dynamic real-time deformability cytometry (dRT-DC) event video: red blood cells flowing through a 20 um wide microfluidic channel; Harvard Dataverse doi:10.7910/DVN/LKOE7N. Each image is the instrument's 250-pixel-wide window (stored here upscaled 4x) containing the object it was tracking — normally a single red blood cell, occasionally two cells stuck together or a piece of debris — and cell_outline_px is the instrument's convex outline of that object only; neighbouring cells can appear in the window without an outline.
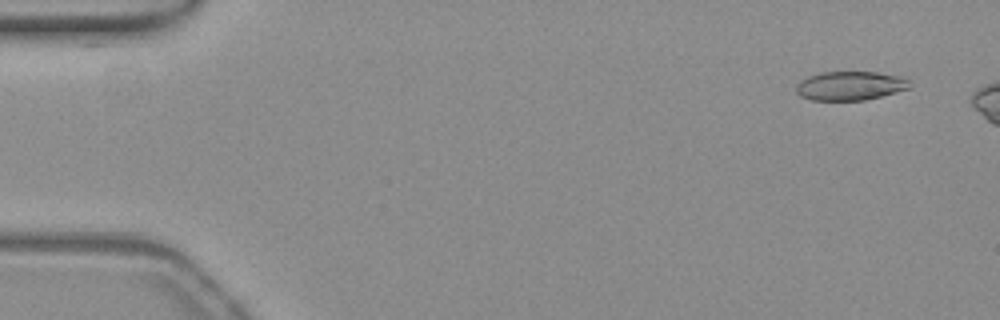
{"species": "common noctule bat (a hibernating species)", "species_latin": "Nyctalus noctula", "temperature_condition": "warm", "stored_images_in_passage": 9, "camera_frame_rate_fps": 3000, "um_per_image_px": 0.085, "animal": {"sex": "female", "body_mass_g": 19.3, "forearm_length_mm": 54.1}, "frame": {"image": 1, "passage_image": 4, "time_ms": 1.0, "image_size_px": [1000, 320], "cell_outline_px": [[912, 88], [864, 100], [812, 100], [800, 96], [796, 92], [796, 84], [800, 80], [808, 76], [820, 72], [876, 72], [904, 76], [908, 80]], "centroid_in_image_um": [72.27, 7.28], "position_along_channel_um": 12.7, "area_um2": 19.31}}